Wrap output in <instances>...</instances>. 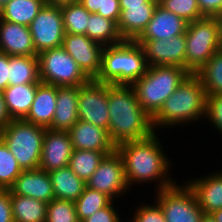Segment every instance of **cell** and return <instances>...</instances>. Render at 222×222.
Returning <instances> with one entry per match:
<instances>
[{
	"instance_id": "5bb4252c",
	"label": "cell",
	"mask_w": 222,
	"mask_h": 222,
	"mask_svg": "<svg viewBox=\"0 0 222 222\" xmlns=\"http://www.w3.org/2000/svg\"><path fill=\"white\" fill-rule=\"evenodd\" d=\"M62 47L89 79H95L98 76L104 48L102 44L87 35L65 33Z\"/></svg>"
},
{
	"instance_id": "8fae6325",
	"label": "cell",
	"mask_w": 222,
	"mask_h": 222,
	"mask_svg": "<svg viewBox=\"0 0 222 222\" xmlns=\"http://www.w3.org/2000/svg\"><path fill=\"white\" fill-rule=\"evenodd\" d=\"M79 120L89 122L108 131V84L90 79L79 88L78 96Z\"/></svg>"
},
{
	"instance_id": "7dc6e473",
	"label": "cell",
	"mask_w": 222,
	"mask_h": 222,
	"mask_svg": "<svg viewBox=\"0 0 222 222\" xmlns=\"http://www.w3.org/2000/svg\"><path fill=\"white\" fill-rule=\"evenodd\" d=\"M216 222H222V208L210 214Z\"/></svg>"
},
{
	"instance_id": "836d02e7",
	"label": "cell",
	"mask_w": 222,
	"mask_h": 222,
	"mask_svg": "<svg viewBox=\"0 0 222 222\" xmlns=\"http://www.w3.org/2000/svg\"><path fill=\"white\" fill-rule=\"evenodd\" d=\"M22 171L16 158L0 138V189L8 190Z\"/></svg>"
},
{
	"instance_id": "f546056e",
	"label": "cell",
	"mask_w": 222,
	"mask_h": 222,
	"mask_svg": "<svg viewBox=\"0 0 222 222\" xmlns=\"http://www.w3.org/2000/svg\"><path fill=\"white\" fill-rule=\"evenodd\" d=\"M112 152L114 151L73 149L68 166L80 179L87 182L105 155Z\"/></svg>"
},
{
	"instance_id": "b9f144b4",
	"label": "cell",
	"mask_w": 222,
	"mask_h": 222,
	"mask_svg": "<svg viewBox=\"0 0 222 222\" xmlns=\"http://www.w3.org/2000/svg\"><path fill=\"white\" fill-rule=\"evenodd\" d=\"M0 222H14L9 190H0Z\"/></svg>"
},
{
	"instance_id": "f6af8a7d",
	"label": "cell",
	"mask_w": 222,
	"mask_h": 222,
	"mask_svg": "<svg viewBox=\"0 0 222 222\" xmlns=\"http://www.w3.org/2000/svg\"><path fill=\"white\" fill-rule=\"evenodd\" d=\"M145 2H158V0H119L120 6L142 5Z\"/></svg>"
},
{
	"instance_id": "d6986e66",
	"label": "cell",
	"mask_w": 222,
	"mask_h": 222,
	"mask_svg": "<svg viewBox=\"0 0 222 222\" xmlns=\"http://www.w3.org/2000/svg\"><path fill=\"white\" fill-rule=\"evenodd\" d=\"M188 22L166 10L159 3L146 29L136 40L168 39L186 32Z\"/></svg>"
},
{
	"instance_id": "8992f818",
	"label": "cell",
	"mask_w": 222,
	"mask_h": 222,
	"mask_svg": "<svg viewBox=\"0 0 222 222\" xmlns=\"http://www.w3.org/2000/svg\"><path fill=\"white\" fill-rule=\"evenodd\" d=\"M46 129L24 119H12L0 131V138L8 146L22 170L39 169Z\"/></svg>"
},
{
	"instance_id": "2e32d148",
	"label": "cell",
	"mask_w": 222,
	"mask_h": 222,
	"mask_svg": "<svg viewBox=\"0 0 222 222\" xmlns=\"http://www.w3.org/2000/svg\"><path fill=\"white\" fill-rule=\"evenodd\" d=\"M8 190L10 195L32 197L47 204L55 198L49 173L41 169L23 170Z\"/></svg>"
},
{
	"instance_id": "60d3db41",
	"label": "cell",
	"mask_w": 222,
	"mask_h": 222,
	"mask_svg": "<svg viewBox=\"0 0 222 222\" xmlns=\"http://www.w3.org/2000/svg\"><path fill=\"white\" fill-rule=\"evenodd\" d=\"M204 17H218L222 14V0H197Z\"/></svg>"
},
{
	"instance_id": "7a4b0ae2",
	"label": "cell",
	"mask_w": 222,
	"mask_h": 222,
	"mask_svg": "<svg viewBox=\"0 0 222 222\" xmlns=\"http://www.w3.org/2000/svg\"><path fill=\"white\" fill-rule=\"evenodd\" d=\"M155 134L144 140L123 142L116 146L123 161L128 187L134 182L160 180L158 191L175 184L167 176L169 160Z\"/></svg>"
},
{
	"instance_id": "e0dca14e",
	"label": "cell",
	"mask_w": 222,
	"mask_h": 222,
	"mask_svg": "<svg viewBox=\"0 0 222 222\" xmlns=\"http://www.w3.org/2000/svg\"><path fill=\"white\" fill-rule=\"evenodd\" d=\"M0 52L8 56H37L29 27L1 19Z\"/></svg>"
},
{
	"instance_id": "681fc988",
	"label": "cell",
	"mask_w": 222,
	"mask_h": 222,
	"mask_svg": "<svg viewBox=\"0 0 222 222\" xmlns=\"http://www.w3.org/2000/svg\"><path fill=\"white\" fill-rule=\"evenodd\" d=\"M200 222H216L210 214H204Z\"/></svg>"
},
{
	"instance_id": "277c9868",
	"label": "cell",
	"mask_w": 222,
	"mask_h": 222,
	"mask_svg": "<svg viewBox=\"0 0 222 222\" xmlns=\"http://www.w3.org/2000/svg\"><path fill=\"white\" fill-rule=\"evenodd\" d=\"M147 63L136 41L124 40L116 45L104 46L97 82L113 85H132L146 73Z\"/></svg>"
},
{
	"instance_id": "bcb514c9",
	"label": "cell",
	"mask_w": 222,
	"mask_h": 222,
	"mask_svg": "<svg viewBox=\"0 0 222 222\" xmlns=\"http://www.w3.org/2000/svg\"><path fill=\"white\" fill-rule=\"evenodd\" d=\"M46 4L53 6H63L66 4H71L75 2H79V0H45Z\"/></svg>"
},
{
	"instance_id": "ab89813d",
	"label": "cell",
	"mask_w": 222,
	"mask_h": 222,
	"mask_svg": "<svg viewBox=\"0 0 222 222\" xmlns=\"http://www.w3.org/2000/svg\"><path fill=\"white\" fill-rule=\"evenodd\" d=\"M111 202L107 207L94 212L82 222H120V217Z\"/></svg>"
},
{
	"instance_id": "4fadbf2b",
	"label": "cell",
	"mask_w": 222,
	"mask_h": 222,
	"mask_svg": "<svg viewBox=\"0 0 222 222\" xmlns=\"http://www.w3.org/2000/svg\"><path fill=\"white\" fill-rule=\"evenodd\" d=\"M143 50L148 66H179L186 69L185 33L157 40H135Z\"/></svg>"
},
{
	"instance_id": "603a6c76",
	"label": "cell",
	"mask_w": 222,
	"mask_h": 222,
	"mask_svg": "<svg viewBox=\"0 0 222 222\" xmlns=\"http://www.w3.org/2000/svg\"><path fill=\"white\" fill-rule=\"evenodd\" d=\"M215 173L188 183L204 214H211L222 208V172Z\"/></svg>"
},
{
	"instance_id": "f35d334b",
	"label": "cell",
	"mask_w": 222,
	"mask_h": 222,
	"mask_svg": "<svg viewBox=\"0 0 222 222\" xmlns=\"http://www.w3.org/2000/svg\"><path fill=\"white\" fill-rule=\"evenodd\" d=\"M132 222H166L160 205L156 202L154 206L143 205L139 207Z\"/></svg>"
},
{
	"instance_id": "ffe728a7",
	"label": "cell",
	"mask_w": 222,
	"mask_h": 222,
	"mask_svg": "<svg viewBox=\"0 0 222 222\" xmlns=\"http://www.w3.org/2000/svg\"><path fill=\"white\" fill-rule=\"evenodd\" d=\"M73 149L115 151L107 130L89 122L78 120L69 130Z\"/></svg>"
},
{
	"instance_id": "7402d4cb",
	"label": "cell",
	"mask_w": 222,
	"mask_h": 222,
	"mask_svg": "<svg viewBox=\"0 0 222 222\" xmlns=\"http://www.w3.org/2000/svg\"><path fill=\"white\" fill-rule=\"evenodd\" d=\"M57 86L40 82L25 121L44 128L52 124L56 109Z\"/></svg>"
},
{
	"instance_id": "44dd1931",
	"label": "cell",
	"mask_w": 222,
	"mask_h": 222,
	"mask_svg": "<svg viewBox=\"0 0 222 222\" xmlns=\"http://www.w3.org/2000/svg\"><path fill=\"white\" fill-rule=\"evenodd\" d=\"M80 86H57L56 109L51 126L55 131H69L79 120L78 96Z\"/></svg>"
},
{
	"instance_id": "ee69618b",
	"label": "cell",
	"mask_w": 222,
	"mask_h": 222,
	"mask_svg": "<svg viewBox=\"0 0 222 222\" xmlns=\"http://www.w3.org/2000/svg\"><path fill=\"white\" fill-rule=\"evenodd\" d=\"M3 96V92L0 91V131L11 121Z\"/></svg>"
},
{
	"instance_id": "d6a6232c",
	"label": "cell",
	"mask_w": 222,
	"mask_h": 222,
	"mask_svg": "<svg viewBox=\"0 0 222 222\" xmlns=\"http://www.w3.org/2000/svg\"><path fill=\"white\" fill-rule=\"evenodd\" d=\"M113 200L106 194L85 187L83 193L74 202L79 222L90 217L94 212L107 207Z\"/></svg>"
},
{
	"instance_id": "83f0119b",
	"label": "cell",
	"mask_w": 222,
	"mask_h": 222,
	"mask_svg": "<svg viewBox=\"0 0 222 222\" xmlns=\"http://www.w3.org/2000/svg\"><path fill=\"white\" fill-rule=\"evenodd\" d=\"M45 4V0H10L1 9V19L29 26Z\"/></svg>"
},
{
	"instance_id": "9a60e30c",
	"label": "cell",
	"mask_w": 222,
	"mask_h": 222,
	"mask_svg": "<svg viewBox=\"0 0 222 222\" xmlns=\"http://www.w3.org/2000/svg\"><path fill=\"white\" fill-rule=\"evenodd\" d=\"M73 146L69 131L46 129L39 169L50 172L68 166Z\"/></svg>"
},
{
	"instance_id": "484cf974",
	"label": "cell",
	"mask_w": 222,
	"mask_h": 222,
	"mask_svg": "<svg viewBox=\"0 0 222 222\" xmlns=\"http://www.w3.org/2000/svg\"><path fill=\"white\" fill-rule=\"evenodd\" d=\"M10 197L14 222H46L47 203L21 195Z\"/></svg>"
},
{
	"instance_id": "30bf717a",
	"label": "cell",
	"mask_w": 222,
	"mask_h": 222,
	"mask_svg": "<svg viewBox=\"0 0 222 222\" xmlns=\"http://www.w3.org/2000/svg\"><path fill=\"white\" fill-rule=\"evenodd\" d=\"M28 27L37 53L62 46L65 30L60 6L45 4Z\"/></svg>"
},
{
	"instance_id": "d4e9b609",
	"label": "cell",
	"mask_w": 222,
	"mask_h": 222,
	"mask_svg": "<svg viewBox=\"0 0 222 222\" xmlns=\"http://www.w3.org/2000/svg\"><path fill=\"white\" fill-rule=\"evenodd\" d=\"M48 173L56 199L75 202L87 186L86 182L80 179L69 166Z\"/></svg>"
},
{
	"instance_id": "4dcf8cb0",
	"label": "cell",
	"mask_w": 222,
	"mask_h": 222,
	"mask_svg": "<svg viewBox=\"0 0 222 222\" xmlns=\"http://www.w3.org/2000/svg\"><path fill=\"white\" fill-rule=\"evenodd\" d=\"M196 75L207 95L222 94V50L215 52Z\"/></svg>"
},
{
	"instance_id": "7c38bea8",
	"label": "cell",
	"mask_w": 222,
	"mask_h": 222,
	"mask_svg": "<svg viewBox=\"0 0 222 222\" xmlns=\"http://www.w3.org/2000/svg\"><path fill=\"white\" fill-rule=\"evenodd\" d=\"M86 185L106 194L111 199L125 193L129 187L125 178L123 161L117 150L105 155Z\"/></svg>"
},
{
	"instance_id": "5b68a950",
	"label": "cell",
	"mask_w": 222,
	"mask_h": 222,
	"mask_svg": "<svg viewBox=\"0 0 222 222\" xmlns=\"http://www.w3.org/2000/svg\"><path fill=\"white\" fill-rule=\"evenodd\" d=\"M189 74L179 66H148L131 86L142 108L153 118Z\"/></svg>"
},
{
	"instance_id": "e575fe53",
	"label": "cell",
	"mask_w": 222,
	"mask_h": 222,
	"mask_svg": "<svg viewBox=\"0 0 222 222\" xmlns=\"http://www.w3.org/2000/svg\"><path fill=\"white\" fill-rule=\"evenodd\" d=\"M158 2L163 8L188 23L204 18L197 0H158Z\"/></svg>"
},
{
	"instance_id": "f907efd6",
	"label": "cell",
	"mask_w": 222,
	"mask_h": 222,
	"mask_svg": "<svg viewBox=\"0 0 222 222\" xmlns=\"http://www.w3.org/2000/svg\"><path fill=\"white\" fill-rule=\"evenodd\" d=\"M10 0H0V10L9 2Z\"/></svg>"
},
{
	"instance_id": "9c48e42d",
	"label": "cell",
	"mask_w": 222,
	"mask_h": 222,
	"mask_svg": "<svg viewBox=\"0 0 222 222\" xmlns=\"http://www.w3.org/2000/svg\"><path fill=\"white\" fill-rule=\"evenodd\" d=\"M156 202L160 205L166 222H200L203 211L193 190L187 185L158 190Z\"/></svg>"
},
{
	"instance_id": "6da1fadb",
	"label": "cell",
	"mask_w": 222,
	"mask_h": 222,
	"mask_svg": "<svg viewBox=\"0 0 222 222\" xmlns=\"http://www.w3.org/2000/svg\"><path fill=\"white\" fill-rule=\"evenodd\" d=\"M108 111V133L116 146L144 140L155 133L152 117L140 105L131 85L108 84Z\"/></svg>"
},
{
	"instance_id": "d590c367",
	"label": "cell",
	"mask_w": 222,
	"mask_h": 222,
	"mask_svg": "<svg viewBox=\"0 0 222 222\" xmlns=\"http://www.w3.org/2000/svg\"><path fill=\"white\" fill-rule=\"evenodd\" d=\"M46 222H79L75 203L54 198L47 204Z\"/></svg>"
},
{
	"instance_id": "c3c4849f",
	"label": "cell",
	"mask_w": 222,
	"mask_h": 222,
	"mask_svg": "<svg viewBox=\"0 0 222 222\" xmlns=\"http://www.w3.org/2000/svg\"><path fill=\"white\" fill-rule=\"evenodd\" d=\"M219 20V33H220V50H222V14L217 17Z\"/></svg>"
},
{
	"instance_id": "7bdbcfd3",
	"label": "cell",
	"mask_w": 222,
	"mask_h": 222,
	"mask_svg": "<svg viewBox=\"0 0 222 222\" xmlns=\"http://www.w3.org/2000/svg\"><path fill=\"white\" fill-rule=\"evenodd\" d=\"M9 56L0 52V91L9 86Z\"/></svg>"
},
{
	"instance_id": "ba28073f",
	"label": "cell",
	"mask_w": 222,
	"mask_h": 222,
	"mask_svg": "<svg viewBox=\"0 0 222 222\" xmlns=\"http://www.w3.org/2000/svg\"><path fill=\"white\" fill-rule=\"evenodd\" d=\"M37 58L42 83L58 87L81 86L90 80L62 46L41 51Z\"/></svg>"
},
{
	"instance_id": "cb8c5ba5",
	"label": "cell",
	"mask_w": 222,
	"mask_h": 222,
	"mask_svg": "<svg viewBox=\"0 0 222 222\" xmlns=\"http://www.w3.org/2000/svg\"><path fill=\"white\" fill-rule=\"evenodd\" d=\"M39 83L8 86L3 91L7 112L11 119H24L30 111Z\"/></svg>"
},
{
	"instance_id": "4316f807",
	"label": "cell",
	"mask_w": 222,
	"mask_h": 222,
	"mask_svg": "<svg viewBox=\"0 0 222 222\" xmlns=\"http://www.w3.org/2000/svg\"><path fill=\"white\" fill-rule=\"evenodd\" d=\"M9 86L40 83L37 56H9Z\"/></svg>"
},
{
	"instance_id": "8d00e7d4",
	"label": "cell",
	"mask_w": 222,
	"mask_h": 222,
	"mask_svg": "<svg viewBox=\"0 0 222 222\" xmlns=\"http://www.w3.org/2000/svg\"><path fill=\"white\" fill-rule=\"evenodd\" d=\"M79 2L90 13H97L118 23L121 12L119 0H79Z\"/></svg>"
},
{
	"instance_id": "ac0fdd59",
	"label": "cell",
	"mask_w": 222,
	"mask_h": 222,
	"mask_svg": "<svg viewBox=\"0 0 222 222\" xmlns=\"http://www.w3.org/2000/svg\"><path fill=\"white\" fill-rule=\"evenodd\" d=\"M159 2H145L142 5L120 6L117 23L123 40L135 41L146 29Z\"/></svg>"
},
{
	"instance_id": "f1b7e54d",
	"label": "cell",
	"mask_w": 222,
	"mask_h": 222,
	"mask_svg": "<svg viewBox=\"0 0 222 222\" xmlns=\"http://www.w3.org/2000/svg\"><path fill=\"white\" fill-rule=\"evenodd\" d=\"M86 35L103 46L116 45L123 42L117 23L97 13H91Z\"/></svg>"
},
{
	"instance_id": "1f68e13d",
	"label": "cell",
	"mask_w": 222,
	"mask_h": 222,
	"mask_svg": "<svg viewBox=\"0 0 222 222\" xmlns=\"http://www.w3.org/2000/svg\"><path fill=\"white\" fill-rule=\"evenodd\" d=\"M60 8L65 33L86 35L91 13L80 2L66 4Z\"/></svg>"
},
{
	"instance_id": "74e56055",
	"label": "cell",
	"mask_w": 222,
	"mask_h": 222,
	"mask_svg": "<svg viewBox=\"0 0 222 222\" xmlns=\"http://www.w3.org/2000/svg\"><path fill=\"white\" fill-rule=\"evenodd\" d=\"M206 117L222 134V94L207 95Z\"/></svg>"
},
{
	"instance_id": "3957f363",
	"label": "cell",
	"mask_w": 222,
	"mask_h": 222,
	"mask_svg": "<svg viewBox=\"0 0 222 222\" xmlns=\"http://www.w3.org/2000/svg\"><path fill=\"white\" fill-rule=\"evenodd\" d=\"M207 94L201 79L189 74L152 118L153 128L173 126L206 117Z\"/></svg>"
},
{
	"instance_id": "52a82bcc",
	"label": "cell",
	"mask_w": 222,
	"mask_h": 222,
	"mask_svg": "<svg viewBox=\"0 0 222 222\" xmlns=\"http://www.w3.org/2000/svg\"><path fill=\"white\" fill-rule=\"evenodd\" d=\"M219 20L204 17L188 23L186 36V70L196 74L220 50Z\"/></svg>"
}]
</instances>
